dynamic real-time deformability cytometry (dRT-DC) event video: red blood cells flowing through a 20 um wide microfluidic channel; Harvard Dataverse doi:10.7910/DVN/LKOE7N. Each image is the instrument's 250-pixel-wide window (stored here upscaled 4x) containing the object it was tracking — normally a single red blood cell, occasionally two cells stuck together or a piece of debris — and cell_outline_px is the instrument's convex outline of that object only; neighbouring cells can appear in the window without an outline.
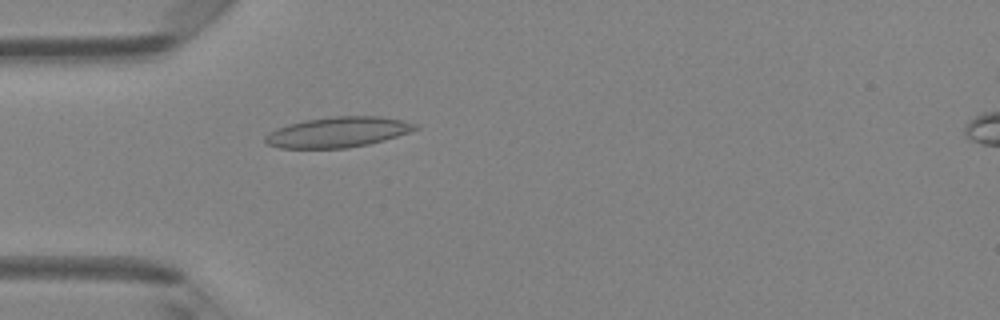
{"species": "Egyptian fruit bat (a non-hibernating species)", "species_latin": "Rousettus aegyptiacus", "temperature_condition": "room temperature", "stored_images_in_passage": 48, "camera_frame_rate_fps": 3000, "um_per_image_px": 0.085, "animal": {"sex": "female"}, "frame": {"image": 1, "passage_image": 14, "time_ms": 4.333, "image_size_px": [1000, 320], "cell_outline_px": [[420, 128], [384, 140], [368, 144], [344, 148], [280, 148], [268, 144], [264, 140], [264, 136], [268, 132], [276, 128], [288, 124], [304, 120], [332, 116], [380, 116], [420, 124]], "centroid_in_image_um": [28.7, 11.22], "position_along_channel_um": 56.3, "area_um2": 26.59}}
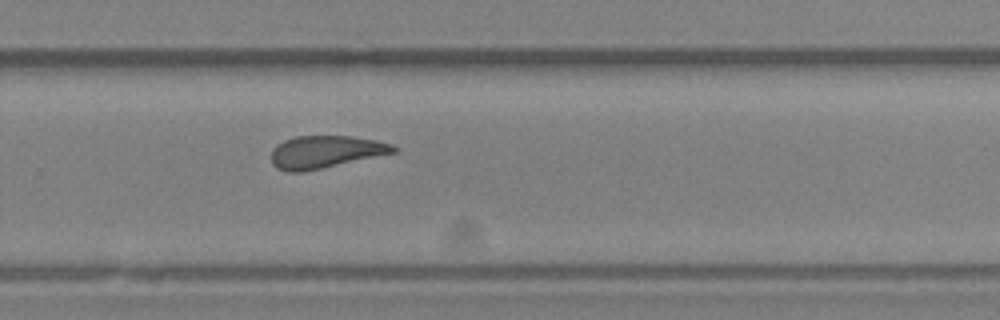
{"frame": {"image": 2, "passage_image": 32, "time_ms": 10.333, "image_size_px": [1000, 320], "cell_outline_px": [[396, 152], [304, 172], [288, 172], [276, 168], [272, 164], [272, 148], [276, 144], [284, 140], [296, 136], [352, 136], [376, 140], [392, 144], [396, 148]], "centroid_in_image_um": [27.62, 12.91], "position_along_channel_um": 302.2, "area_um2": 23.12}}
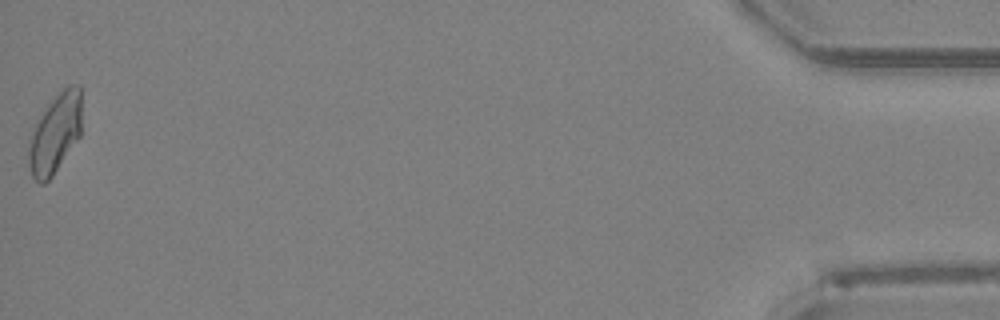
{"frame": {"image": 3, "passage_image": 48, "time_ms": 15.667, "image_size_px": [1000, 320], "cell_outline_px": [[80, 136], [52, 176], [44, 184], [40, 184], [32, 176], [28, 164], [28, 140], [36, 120], [48, 104], [68, 84], [80, 84]], "centroid_in_image_um": [4.65, 11.36], "position_along_channel_um": 430.5, "area_um2": 24.51}, "authors_computed_cell_mechanics": {"area_um2": 24.2182, "velocity_mm_per_s": 4.1936, "shape_relaxation_time_tau1_ms": null, "shape_relaxation_time_tau2_ms": 1.9945, "deformation_change_tau1": null, "deformation_change_tau2": 0.0877}}